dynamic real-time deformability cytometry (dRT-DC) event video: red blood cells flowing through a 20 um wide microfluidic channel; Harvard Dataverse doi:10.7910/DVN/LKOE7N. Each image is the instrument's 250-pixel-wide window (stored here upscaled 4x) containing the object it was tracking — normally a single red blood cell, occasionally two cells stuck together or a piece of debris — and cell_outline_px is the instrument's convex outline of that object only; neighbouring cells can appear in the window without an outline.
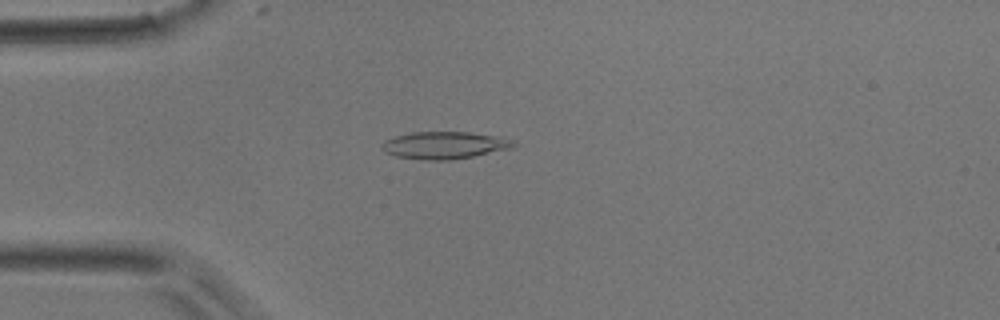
{"species": "common noctule bat (a hibernating species)", "species_latin": "Nyctalus noctula", "temperature_condition": "room temperature", "stored_images_in_passage": 35, "camera_frame_rate_fps": 3000, "um_per_image_px": 0.085, "animal": {"sex": "male", "body_mass_g": 17.9}, "frame": {"image": 1, "passage_image": 5, "time_ms": 1.333, "image_size_px": [1000, 320], "cell_outline_px": [[516, 144], [512, 148], [472, 156], [448, 160], [424, 160], [396, 156], [384, 152], [380, 144], [384, 140], [396, 136], [412, 132], [468, 132], [500, 136], [516, 140]], "centroid_in_image_um": [37.79, 12.34], "position_along_channel_um": 47.2, "area_um2": 20.98}}
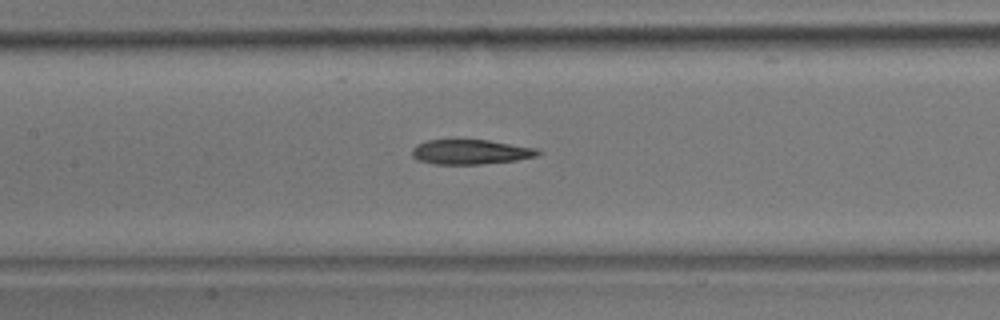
{"frame": {"image": 2, "passage_image": 15, "time_ms": 4.667, "image_size_px": [1000, 320], "cell_outline_px": [[544, 152], [536, 156], [516, 160], [480, 164], [436, 164], [416, 160], [412, 156], [412, 148], [416, 144], [428, 140], [488, 140], [536, 148]], "centroid_in_image_um": [39.98, 12.91], "position_along_channel_um": 167.4, "area_um2": 18.15}}
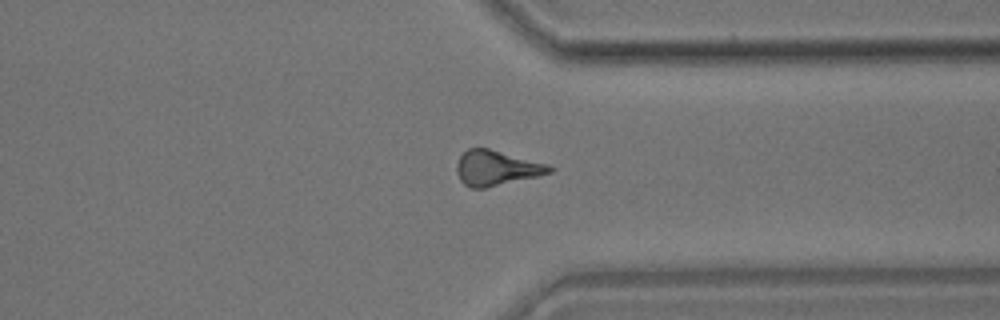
{"frame": {"image": 3, "passage_image": 30, "time_ms": 9.667, "image_size_px": [1000, 320], "cell_outline_px": [[556, 168], [552, 172], [536, 176], [484, 188], [468, 188], [460, 180], [456, 172], [456, 164], [460, 156], [468, 148], [488, 148], [548, 164]], "centroid_in_image_um": [42.17, 14.28], "position_along_channel_um": 369.2, "area_um2": 18.84}}